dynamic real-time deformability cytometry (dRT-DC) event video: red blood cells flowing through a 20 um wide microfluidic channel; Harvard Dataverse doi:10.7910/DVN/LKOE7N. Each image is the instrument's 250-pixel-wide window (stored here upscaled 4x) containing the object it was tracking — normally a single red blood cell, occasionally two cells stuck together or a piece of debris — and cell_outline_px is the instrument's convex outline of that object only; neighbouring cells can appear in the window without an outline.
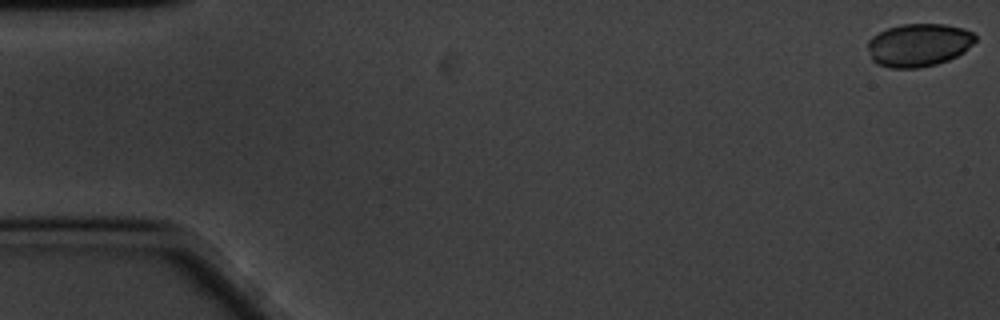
{"species": "common noctule bat (a hibernating species)", "species_latin": "Nyctalus noctula", "temperature_condition": "cold", "stored_images_in_passage": 54, "camera_frame_rate_fps": 3000, "um_per_image_px": 0.085, "animal": {"sex": "male", "body_mass_g": 20.1, "forearm_length_mm": 53.5}, "frame": {"image": 1, "passage_image": 1, "time_ms": 0.0, "image_size_px": [1000, 320], "cell_outline_px": [[976, 40], [964, 52], [948, 60], [936, 64], [920, 68], [888, 68], [876, 64], [872, 60], [868, 48], [868, 40], [872, 36], [888, 28], [904, 24], [944, 24], [964, 28], [972, 32], [976, 36]], "centroid_in_image_um": [78.09, 3.83], "position_along_channel_um": 6.9, "area_um2": 27.05}}
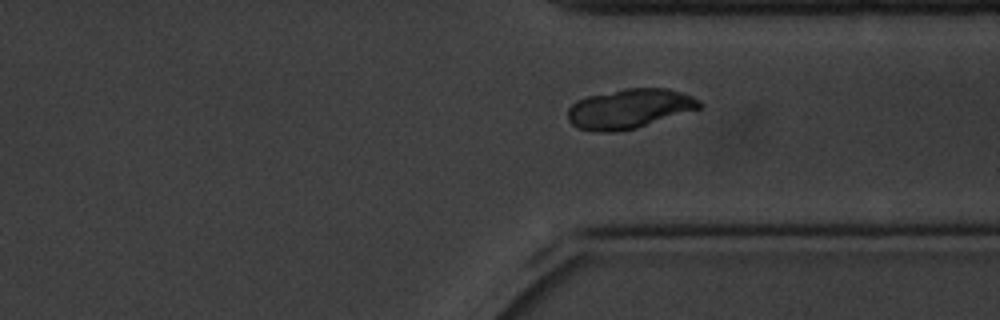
{"frame": {"image": 2, "passage_image": 44, "time_ms": 14.333, "image_size_px": [1000, 320], "cell_outline_px": [[704, 104], [700, 108], [636, 128], [612, 132], [596, 132], [576, 128], [568, 120], [568, 108], [576, 100], [588, 96], [624, 88], [668, 88], [684, 92], [700, 100]], "centroid_in_image_um": [53.49, 9.23], "position_along_channel_um": 357.9, "area_um2": 30.52}}
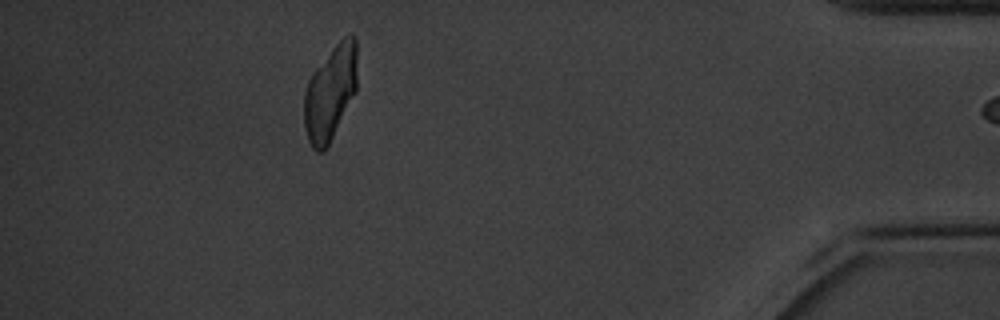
{"frame": {"image": 3, "passage_image": 53, "time_ms": 17.333, "image_size_px": [1000, 320], "cell_outline_px": [[356, 92], [324, 152], [316, 152], [312, 148], [308, 140], [304, 128], [304, 92], [308, 80], [312, 72], [332, 48], [348, 32], [352, 32], [356, 36]], "centroid_in_image_um": [28.06, 7.87], "position_along_channel_um": 407.1, "area_um2": 29.48}}